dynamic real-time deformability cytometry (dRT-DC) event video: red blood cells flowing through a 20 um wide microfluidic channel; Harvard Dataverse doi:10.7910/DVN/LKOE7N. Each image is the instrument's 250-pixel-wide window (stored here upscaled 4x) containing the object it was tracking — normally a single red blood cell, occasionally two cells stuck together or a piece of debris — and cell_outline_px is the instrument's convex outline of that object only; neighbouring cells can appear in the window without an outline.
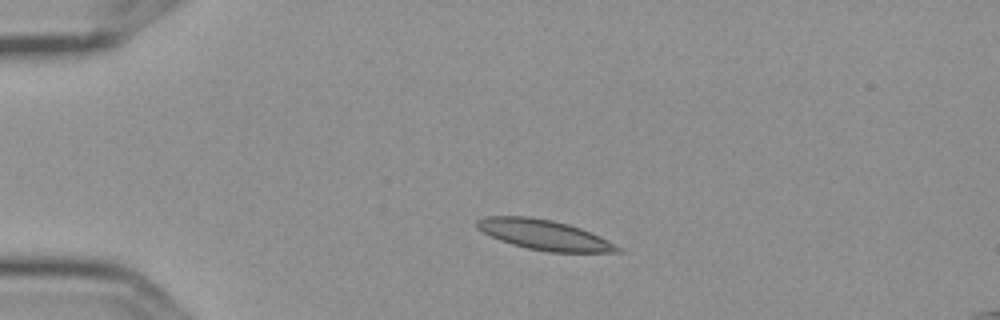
{"species": "Egyptian fruit bat (a non-hibernating species)", "species_latin": "Rousettus aegyptiacus", "temperature_condition": "cold", "stored_images_in_passage": 2, "camera_frame_rate_fps": 3000, "um_per_image_px": 0.085, "frame": {"image": 1, "passage_image": 1, "time_ms": 0.0, "image_size_px": [1000, 320], "cell_outline_px": [[624, 252], [548, 252], [528, 248], [512, 244], [500, 240], [476, 228], [476, 220], [484, 216], [528, 216], [552, 220], [568, 224], [580, 228], [624, 248]], "centroid_in_image_um": [46.25, 19.96], "position_along_channel_um": 38.7, "area_um2": 24.51}}